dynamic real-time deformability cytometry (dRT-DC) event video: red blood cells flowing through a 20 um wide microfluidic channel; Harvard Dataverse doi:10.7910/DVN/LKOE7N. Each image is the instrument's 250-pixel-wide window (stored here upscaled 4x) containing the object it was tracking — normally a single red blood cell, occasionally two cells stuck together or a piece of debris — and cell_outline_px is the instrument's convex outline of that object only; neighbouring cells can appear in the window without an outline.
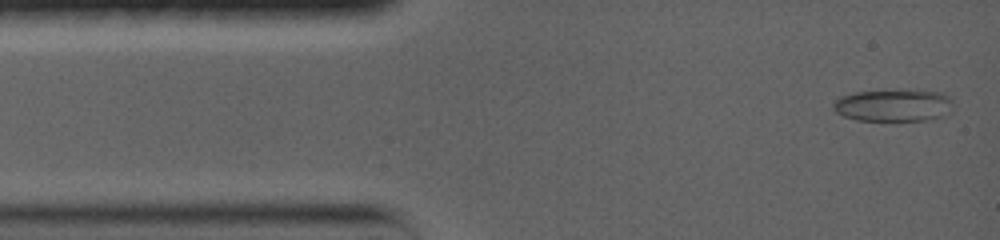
{"species": "common noctule bat (a hibernating species)", "species_latin": "Nyctalus noctula", "temperature_condition": "warm", "stored_images_in_passage": 49, "camera_frame_rate_fps": 5000, "um_per_image_px": 0.085, "animal": {"sex": "female", "body_mass_g": 19.0, "forearm_length_mm": 56.7}, "frame": {"image": 1, "passage_image": 1, "time_ms": 0.0, "image_size_px": [1000, 240], "cell_outline_px": [[948, 112], [940, 116], [928, 120], [856, 120], [844, 116], [836, 112], [832, 108], [832, 104], [840, 96], [856, 92], [940, 92], [948, 96]], "centroid_in_image_um": [75.82, 8.99], "position_along_channel_um": 9.2, "area_um2": 21.33}}
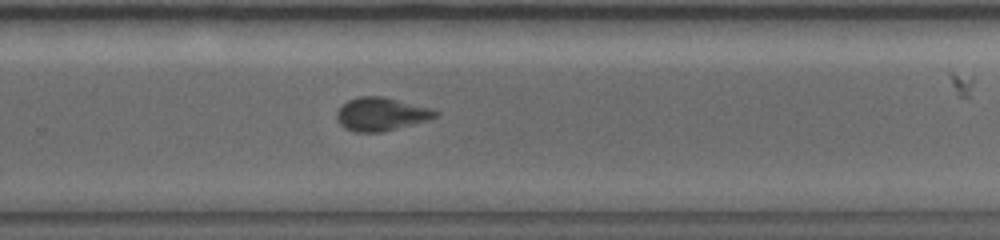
{"frame": {"image": 2, "passage_image": 22, "time_ms": 9.6, "image_size_px": [1000, 240], "cell_outline_px": [[440, 116], [428, 120], [380, 132], [356, 132], [344, 128], [336, 120], [336, 112], [348, 100], [360, 96], [384, 96], [432, 108], [440, 112]], "centroid_in_image_um": [32.42, 9.69], "position_along_channel_um": 297.4, "area_um2": 19.19}}
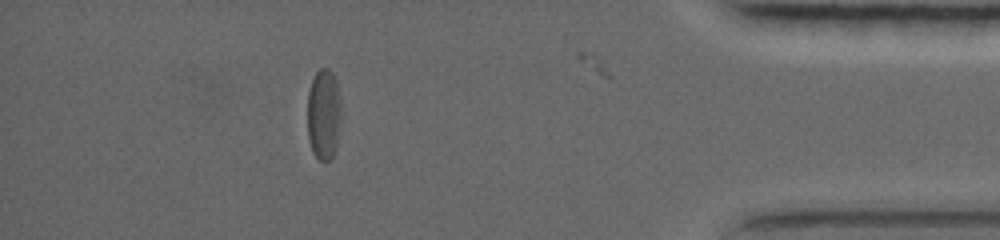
{"frame": {"image": 3, "passage_image": 36, "time_ms": 13.8, "image_size_px": [1000, 240], "cell_outline_px": [[340, 128], [336, 148], [332, 156], [328, 160], [320, 160], [312, 152], [308, 136], [308, 92], [312, 80], [316, 72], [320, 68], [328, 68], [332, 72], [336, 80], [340, 100]], "centroid_in_image_um": [27.52, 9.71], "position_along_channel_um": 407.7, "area_um2": 17.92}, "authors_computed_cell_mechanics": {"area_um2": 19.074, "velocity_mm_per_s": 3.6973, "shape_relaxation_time_tau1_ms": 5.4509, "shape_relaxation_time_tau2_ms": 1.6893, "deformation_change_tau1": 0.17, "deformation_change_tau2": 0.0554}}